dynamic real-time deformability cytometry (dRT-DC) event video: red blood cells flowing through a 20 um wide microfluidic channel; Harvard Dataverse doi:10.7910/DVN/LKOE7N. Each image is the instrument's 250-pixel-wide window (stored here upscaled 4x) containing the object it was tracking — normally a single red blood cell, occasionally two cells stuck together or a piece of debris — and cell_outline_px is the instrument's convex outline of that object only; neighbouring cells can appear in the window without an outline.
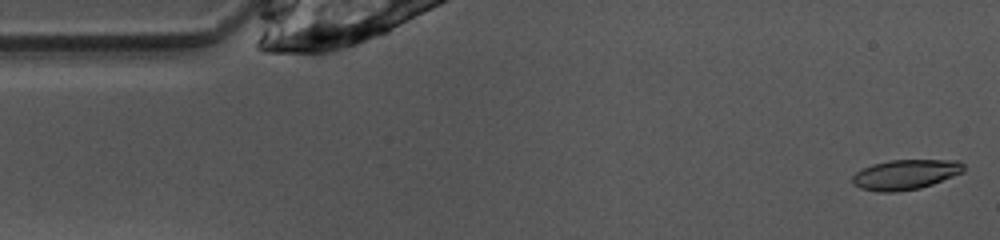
{"species": "common noctule bat (a hibernating species)", "species_latin": "Nyctalus noctula", "temperature_condition": "warm", "stored_images_in_passage": 48, "camera_frame_rate_fps": 3000, "um_per_image_px": 0.085, "animal": {"sex": "female", "body_mass_g": 10.0, "forearm_length_mm": 53.1}, "frame": {"image": 1, "passage_image": 1, "time_ms": 0.0, "image_size_px": [1000, 240], "cell_outline_px": [[964, 172], [932, 184], [920, 188], [896, 192], [880, 192], [860, 188], [852, 184], [852, 176], [856, 172], [872, 164], [892, 160], [960, 160], [964, 164]], "centroid_in_image_um": [76.97, 14.83], "position_along_channel_um": 8.0, "area_um2": 19.48}}
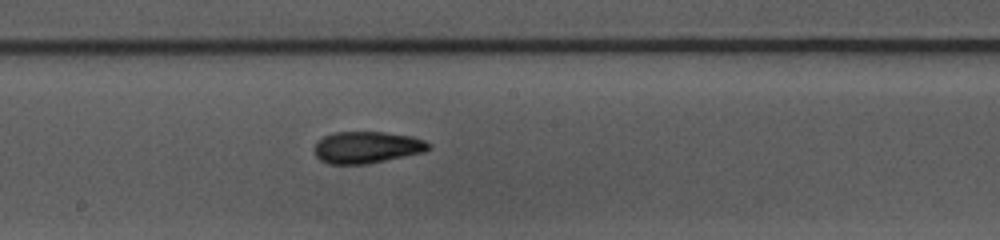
{"frame": {"image": 2, "passage_image": 24, "time_ms": 7.667, "image_size_px": [1000, 240], "cell_outline_px": [[432, 148], [424, 152], [368, 164], [328, 164], [320, 160], [316, 156], [316, 144], [324, 136], [332, 132], [384, 132], [412, 136], [424, 140], [432, 144]], "centroid_in_image_um": [31.23, 12.52], "position_along_channel_um": 217.0, "area_um2": 21.21}}
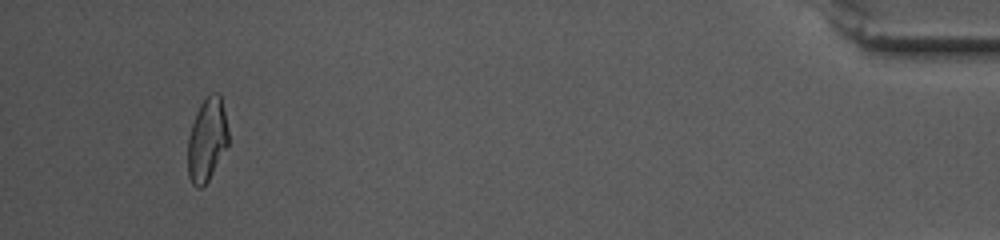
{"frame": {"image": 3, "passage_image": 45, "time_ms": 14.667, "image_size_px": [1000, 240], "cell_outline_px": [[228, 144], [208, 180], [200, 188], [196, 188], [192, 184], [188, 176], [188, 136], [196, 112], [200, 104], [212, 92], [220, 92], [228, 128]], "centroid_in_image_um": [17.59, 11.85], "position_along_channel_um": 417.6, "area_um2": 19.59}, "authors_computed_cell_mechanics": {"area_um2": 20.3167, "velocity_mm_per_s": 4.0074, "shape_relaxation_time_tau1_ms": 6.3865, "shape_relaxation_time_tau2_ms": 2.5872, "deformation_change_tau1": 0.1965, "deformation_change_tau2": 0.0915}}